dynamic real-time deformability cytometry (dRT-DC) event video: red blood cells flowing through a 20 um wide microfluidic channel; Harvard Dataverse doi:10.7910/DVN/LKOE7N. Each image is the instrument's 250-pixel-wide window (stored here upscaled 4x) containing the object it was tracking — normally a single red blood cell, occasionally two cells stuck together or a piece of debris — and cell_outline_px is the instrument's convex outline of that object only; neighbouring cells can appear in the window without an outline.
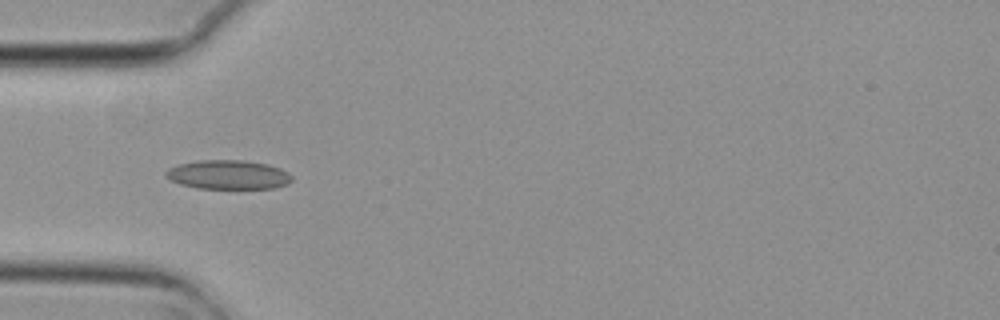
{"species": "common noctule bat (a hibernating species)", "species_latin": "Nyctalus noctula", "temperature_condition": "cold", "stored_images_in_passage": 4, "camera_frame_rate_fps": 3000, "um_per_image_px": 0.085, "animal": {"sex": "female", "body_mass_g": 29.2, "forearm_length_mm": 56.3}, "frame": {"image": 1, "passage_image": 4, "time_ms": 1.0, "image_size_px": [1000, 320], "cell_outline_px": [[292, 180], [288, 184], [272, 188], [196, 188], [180, 184], [164, 176], [164, 172], [168, 168], [180, 164], [196, 160], [244, 160], [268, 164], [280, 168], [288, 172], [292, 176]], "centroid_in_image_um": [19.39, 14.84], "position_along_channel_um": 65.6, "area_um2": 21.44}}